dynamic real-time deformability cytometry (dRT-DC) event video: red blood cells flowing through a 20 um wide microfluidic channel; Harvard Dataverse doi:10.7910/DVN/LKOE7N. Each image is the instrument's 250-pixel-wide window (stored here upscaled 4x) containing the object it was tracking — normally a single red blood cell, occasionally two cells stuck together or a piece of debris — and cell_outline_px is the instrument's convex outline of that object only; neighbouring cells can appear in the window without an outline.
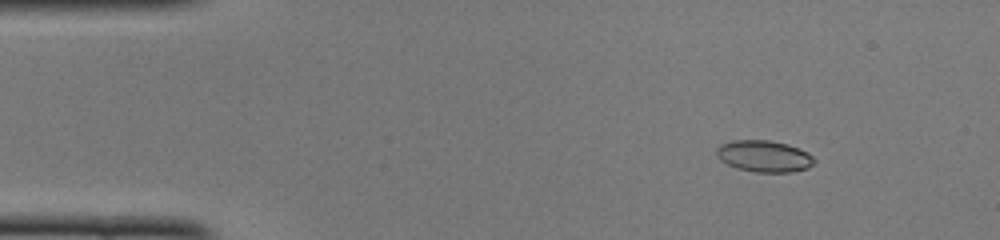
{"species": "common noctule bat (a hibernating species)", "species_latin": "Nyctalus noctula", "temperature_condition": "cold", "stored_images_in_passage": 49, "camera_frame_rate_fps": 3000, "um_per_image_px": 0.085, "animal": {"sex": "female", "body_mass_g": 22.0, "forearm_length_mm": 56.7}, "frame": {"image": 1, "passage_image": 6, "time_ms": 1.667, "image_size_px": [1000, 240], "cell_outline_px": [[816, 160], [808, 168], [792, 172], [756, 172], [736, 168], [720, 160], [716, 156], [716, 148], [720, 144], [732, 140], [768, 140], [788, 144], [800, 148], [808, 152]], "centroid_in_image_um": [64.94, 13.27], "position_along_channel_um": 20.1, "area_um2": 18.15}}
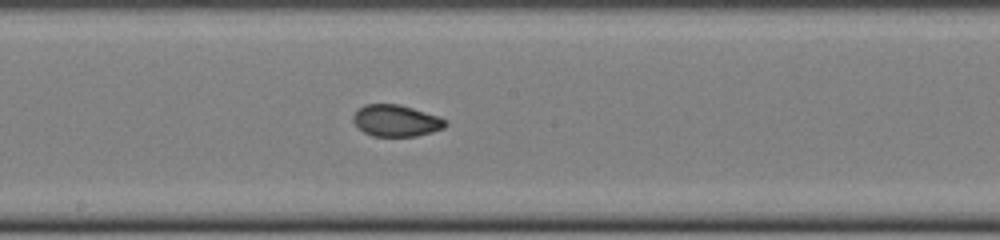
{"frame": {"image": 2, "passage_image": 26, "time_ms": 8.333, "image_size_px": [1000, 240], "cell_outline_px": [[448, 124], [444, 128], [432, 132], [416, 136], [372, 136], [364, 132], [352, 120], [352, 116], [364, 104], [400, 104], [448, 120]], "centroid_in_image_um": [33.68, 10.26], "position_along_channel_um": 214.5, "area_um2": 16.88}}
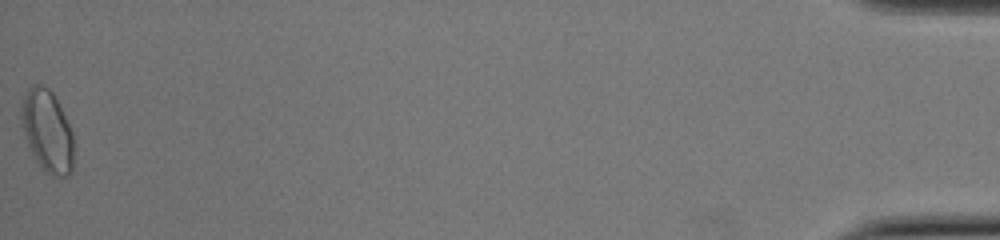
{"frame": {"image": 3, "passage_image": 49, "time_ms": 16.0, "image_size_px": [1000, 240], "cell_outline_px": [[72, 172], [68, 176], [52, 176], [36, 160], [24, 136], [24, 96], [28, 88], [32, 84], [40, 84], [48, 88], [52, 92], [72, 132]], "centroid_in_image_um": [4.05, 11.15], "position_along_channel_um": 431.2, "area_um2": 23.87}, "authors_computed_cell_mechanics": {"area_um2": 17.5134, "velocity_mm_per_s": 4.1132, "shape_relaxation_time_tau1_ms": null, "shape_relaxation_time_tau2_ms": 1.3709, "deformation_change_tau1": null, "deformation_change_tau2": 0.0449}}